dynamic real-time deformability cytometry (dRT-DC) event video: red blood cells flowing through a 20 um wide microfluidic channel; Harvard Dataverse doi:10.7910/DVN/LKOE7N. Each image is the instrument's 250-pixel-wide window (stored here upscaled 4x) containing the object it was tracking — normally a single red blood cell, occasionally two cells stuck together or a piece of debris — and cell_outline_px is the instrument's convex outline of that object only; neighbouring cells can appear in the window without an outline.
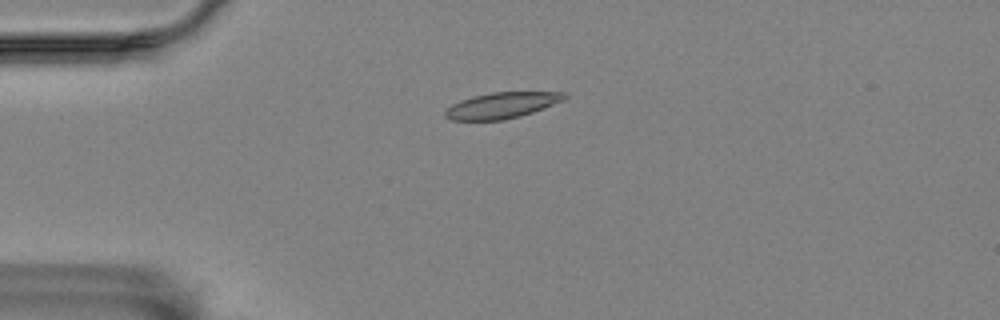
{"species": "Egyptian fruit bat (a non-hibernating species)", "species_latin": "Rousettus aegyptiacus", "temperature_condition": "room temperature", "stored_images_in_passage": 5, "camera_frame_rate_fps": 3000, "um_per_image_px": 0.085, "animal": {"sex": "female"}, "frame": {"image": 1, "passage_image": 4, "time_ms": 3.333, "image_size_px": [1000, 320], "cell_outline_px": [[568, 96], [564, 100], [544, 108], [520, 116], [504, 120], [448, 120], [444, 116], [444, 112], [452, 104], [460, 100], [472, 96], [492, 92], [564, 92]], "centroid_in_image_um": [42.63, 8.95], "position_along_channel_um": 42.4, "area_um2": 18.09}}